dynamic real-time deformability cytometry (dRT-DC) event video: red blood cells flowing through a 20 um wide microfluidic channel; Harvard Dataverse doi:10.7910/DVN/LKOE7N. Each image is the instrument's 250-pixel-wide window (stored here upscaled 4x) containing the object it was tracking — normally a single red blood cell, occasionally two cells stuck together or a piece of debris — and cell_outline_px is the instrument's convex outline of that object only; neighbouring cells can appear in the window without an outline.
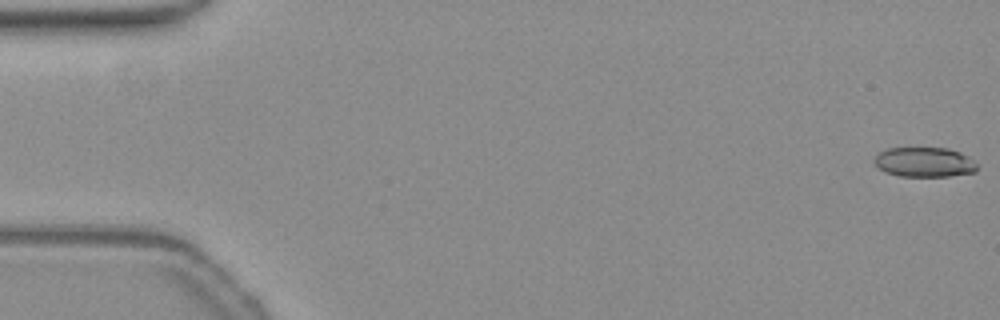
{"species": "common noctule bat (a hibernating species)", "species_latin": "Nyctalus noctula", "temperature_condition": "warm", "stored_images_in_passage": 49, "camera_frame_rate_fps": 3000, "um_per_image_px": 0.085, "animal": {"sex": "female", "body_mass_g": 19.3, "forearm_length_mm": 54.1}, "frame": {"image": 1, "passage_image": 1, "time_ms": 0.0, "image_size_px": [1000, 320], "cell_outline_px": [[976, 172], [948, 176], [900, 176], [884, 172], [876, 164], [876, 156], [880, 152], [888, 148], [944, 148], [960, 152], [972, 160], [976, 164]], "centroid_in_image_um": [78.58, 13.79], "position_along_channel_um": 6.4, "area_um2": 17.51}}
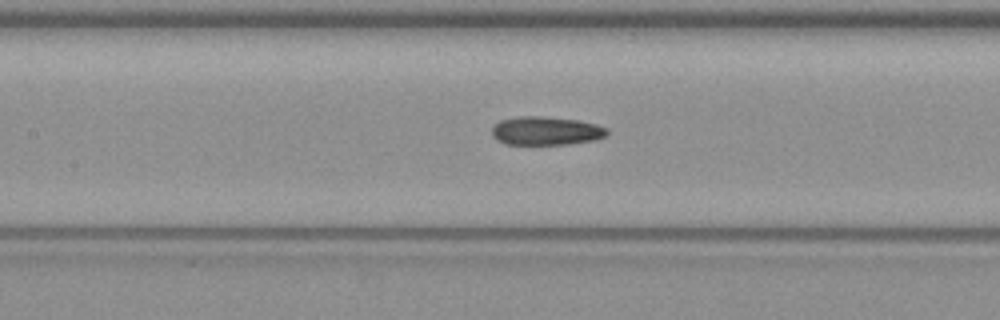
{"frame": {"image": 2, "passage_image": 25, "time_ms": 8.0, "image_size_px": [1000, 320], "cell_outline_px": [[608, 132], [604, 136], [592, 140], [568, 144], [504, 144], [496, 140], [492, 136], [492, 128], [500, 120], [520, 116], [540, 116], [576, 120], [596, 124], [604, 128]], "centroid_in_image_um": [46.34, 11.12], "position_along_channel_um": 161.1, "area_um2": 18.9}}
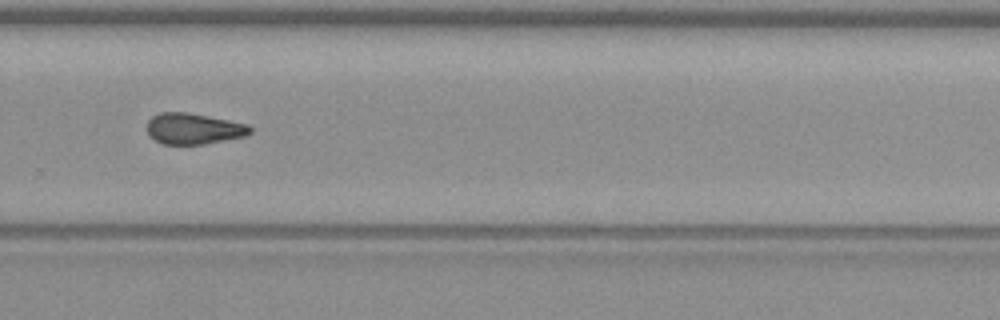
{"frame": {"image": 3, "passage_image": 37, "time_ms": 12.0, "image_size_px": [1000, 320], "cell_outline_px": [[252, 132], [244, 136], [204, 144], [164, 144], [148, 136], [148, 120], [152, 116], [160, 112], [188, 112], [248, 124], [252, 128]], "centroid_in_image_um": [16.45, 10.93], "position_along_channel_um": 313.4, "area_um2": 18.55}, "authors_computed_cell_mechanics": {"area_um2": 18.6116, "velocity_mm_per_s": 3.8215, "shape_relaxation_time_tau1_ms": 5.5268, "shape_relaxation_time_tau2_ms": 6.5764, "deformation_change_tau1": 0.1597, "deformation_change_tau2": 0.176}}